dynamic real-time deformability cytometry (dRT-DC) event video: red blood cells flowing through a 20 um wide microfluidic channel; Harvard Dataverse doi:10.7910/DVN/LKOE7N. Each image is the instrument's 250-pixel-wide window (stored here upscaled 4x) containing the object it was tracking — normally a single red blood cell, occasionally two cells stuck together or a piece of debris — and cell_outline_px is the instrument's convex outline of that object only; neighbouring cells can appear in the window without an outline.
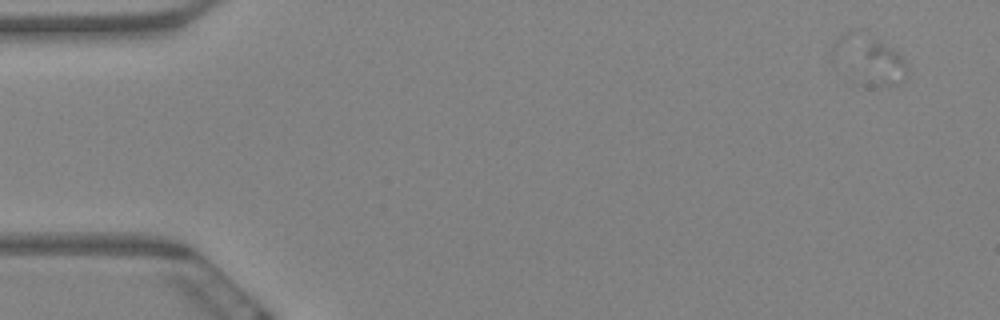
{"species": "Egyptian fruit bat (a non-hibernating species)", "species_latin": "Rousettus aegyptiacus", "temperature_condition": "warm", "stored_images_in_passage": 9, "camera_frame_rate_fps": 3000, "um_per_image_px": 0.085, "animal": {"sex": "female"}, "frame": {"image": 1, "passage_image": 1, "time_ms": 0.0, "image_size_px": [1000, 320], "cell_outline_px": [[908, 72], [904, 80], [900, 84], [888, 88], [828, 60], [832, 44], [844, 32], [852, 28], [860, 28], [900, 52], [908, 60]], "centroid_in_image_um": [73.9, 4.91], "position_along_channel_um": 11.1, "area_um2": 21.15}}
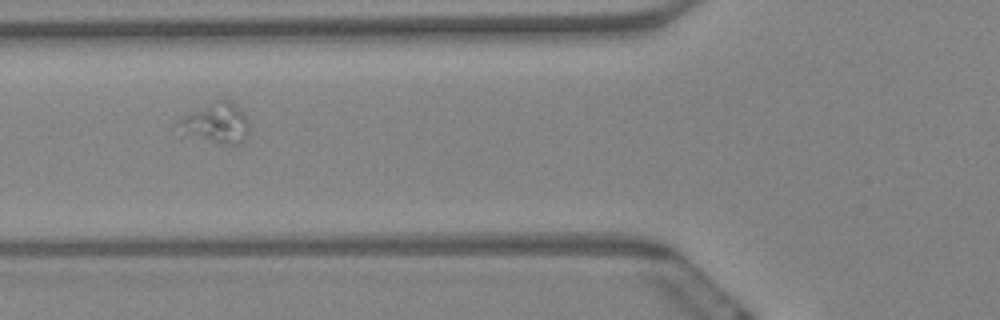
{"frame": {"image": 2, "passage_image": 7, "time_ms": 2.0, "image_size_px": [1000, 320], "cell_outline_px": [[248, 132], [244, 140], [240, 144], [224, 144], [184, 132], [176, 124], [176, 120], [192, 112], [224, 100], [228, 100], [236, 104], [244, 112], [248, 124]], "centroid_in_image_um": [18.45, 10.47], "position_along_channel_um": 107.4, "area_um2": 15.61}}
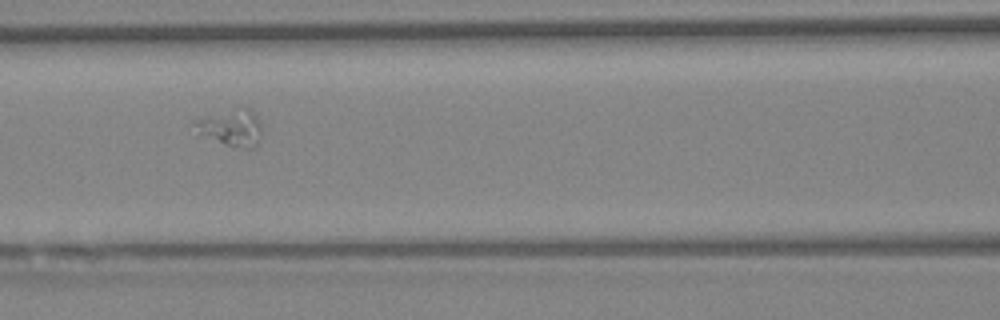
{"frame": {"image": 3, "passage_image": 8, "time_ms": 2.333, "image_size_px": [1000, 320], "cell_outline_px": [[260, 136], [256, 144], [252, 148], [248, 148], [228, 144], [196, 136], [192, 124], [192, 120], [208, 116], [244, 108], [252, 108], [260, 124]], "centroid_in_image_um": [19.56, 10.86], "position_along_channel_um": 147.0, "area_um2": 14.05}}